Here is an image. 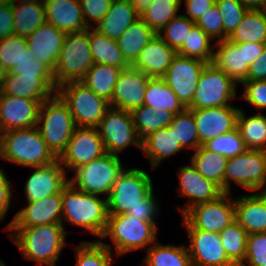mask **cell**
Here are the masks:
<instances>
[{
    "label": "cell",
    "instance_id": "obj_1",
    "mask_svg": "<svg viewBox=\"0 0 266 266\" xmlns=\"http://www.w3.org/2000/svg\"><path fill=\"white\" fill-rule=\"evenodd\" d=\"M7 235L23 257L38 266H56L61 251L66 247L67 232L62 224H42L24 228H7Z\"/></svg>",
    "mask_w": 266,
    "mask_h": 266
},
{
    "label": "cell",
    "instance_id": "obj_2",
    "mask_svg": "<svg viewBox=\"0 0 266 266\" xmlns=\"http://www.w3.org/2000/svg\"><path fill=\"white\" fill-rule=\"evenodd\" d=\"M62 225L64 220L101 238L107 226V198L84 193L70 182L61 191Z\"/></svg>",
    "mask_w": 266,
    "mask_h": 266
},
{
    "label": "cell",
    "instance_id": "obj_3",
    "mask_svg": "<svg viewBox=\"0 0 266 266\" xmlns=\"http://www.w3.org/2000/svg\"><path fill=\"white\" fill-rule=\"evenodd\" d=\"M152 183L143 169L124 168L107 197L108 215L126 213L137 206H159Z\"/></svg>",
    "mask_w": 266,
    "mask_h": 266
},
{
    "label": "cell",
    "instance_id": "obj_4",
    "mask_svg": "<svg viewBox=\"0 0 266 266\" xmlns=\"http://www.w3.org/2000/svg\"><path fill=\"white\" fill-rule=\"evenodd\" d=\"M36 126L56 158L65 151L76 128L67 104L57 93L42 102Z\"/></svg>",
    "mask_w": 266,
    "mask_h": 266
},
{
    "label": "cell",
    "instance_id": "obj_5",
    "mask_svg": "<svg viewBox=\"0 0 266 266\" xmlns=\"http://www.w3.org/2000/svg\"><path fill=\"white\" fill-rule=\"evenodd\" d=\"M2 159L23 167L50 164L57 158L48 149L37 126L3 132Z\"/></svg>",
    "mask_w": 266,
    "mask_h": 266
},
{
    "label": "cell",
    "instance_id": "obj_6",
    "mask_svg": "<svg viewBox=\"0 0 266 266\" xmlns=\"http://www.w3.org/2000/svg\"><path fill=\"white\" fill-rule=\"evenodd\" d=\"M158 227L152 222L139 220L126 213L108 215L107 226L101 239H112L117 256L135 250L148 249L157 241Z\"/></svg>",
    "mask_w": 266,
    "mask_h": 266
},
{
    "label": "cell",
    "instance_id": "obj_7",
    "mask_svg": "<svg viewBox=\"0 0 266 266\" xmlns=\"http://www.w3.org/2000/svg\"><path fill=\"white\" fill-rule=\"evenodd\" d=\"M89 43V28L81 32L67 33L53 71L57 87L79 82L93 66Z\"/></svg>",
    "mask_w": 266,
    "mask_h": 266
},
{
    "label": "cell",
    "instance_id": "obj_8",
    "mask_svg": "<svg viewBox=\"0 0 266 266\" xmlns=\"http://www.w3.org/2000/svg\"><path fill=\"white\" fill-rule=\"evenodd\" d=\"M56 93L67 104L76 127L97 128L110 105L80 81L65 83Z\"/></svg>",
    "mask_w": 266,
    "mask_h": 266
},
{
    "label": "cell",
    "instance_id": "obj_9",
    "mask_svg": "<svg viewBox=\"0 0 266 266\" xmlns=\"http://www.w3.org/2000/svg\"><path fill=\"white\" fill-rule=\"evenodd\" d=\"M120 156L109 153L79 166L69 182L78 190L88 194H107L117 180L119 174L124 170Z\"/></svg>",
    "mask_w": 266,
    "mask_h": 266
},
{
    "label": "cell",
    "instance_id": "obj_10",
    "mask_svg": "<svg viewBox=\"0 0 266 266\" xmlns=\"http://www.w3.org/2000/svg\"><path fill=\"white\" fill-rule=\"evenodd\" d=\"M256 192L266 186V151L247 149L227 160L223 179V193H231L230 182Z\"/></svg>",
    "mask_w": 266,
    "mask_h": 266
},
{
    "label": "cell",
    "instance_id": "obj_11",
    "mask_svg": "<svg viewBox=\"0 0 266 266\" xmlns=\"http://www.w3.org/2000/svg\"><path fill=\"white\" fill-rule=\"evenodd\" d=\"M237 84L215 64L203 68L193 101L188 109L215 108L231 105L237 96Z\"/></svg>",
    "mask_w": 266,
    "mask_h": 266
},
{
    "label": "cell",
    "instance_id": "obj_12",
    "mask_svg": "<svg viewBox=\"0 0 266 266\" xmlns=\"http://www.w3.org/2000/svg\"><path fill=\"white\" fill-rule=\"evenodd\" d=\"M97 129L109 154L119 156V153L131 145L142 150V140L138 136L130 112L120 107L109 105Z\"/></svg>",
    "mask_w": 266,
    "mask_h": 266
},
{
    "label": "cell",
    "instance_id": "obj_13",
    "mask_svg": "<svg viewBox=\"0 0 266 266\" xmlns=\"http://www.w3.org/2000/svg\"><path fill=\"white\" fill-rule=\"evenodd\" d=\"M231 194L223 193L216 200L196 204L189 208L182 217L194 229L220 233L235 221V204Z\"/></svg>",
    "mask_w": 266,
    "mask_h": 266
},
{
    "label": "cell",
    "instance_id": "obj_14",
    "mask_svg": "<svg viewBox=\"0 0 266 266\" xmlns=\"http://www.w3.org/2000/svg\"><path fill=\"white\" fill-rule=\"evenodd\" d=\"M106 153L97 128L76 127L65 151L58 159L65 170L68 168L74 171Z\"/></svg>",
    "mask_w": 266,
    "mask_h": 266
},
{
    "label": "cell",
    "instance_id": "obj_15",
    "mask_svg": "<svg viewBox=\"0 0 266 266\" xmlns=\"http://www.w3.org/2000/svg\"><path fill=\"white\" fill-rule=\"evenodd\" d=\"M207 63L196 58L176 55L161 77L187 108L193 101L199 76Z\"/></svg>",
    "mask_w": 266,
    "mask_h": 266
},
{
    "label": "cell",
    "instance_id": "obj_16",
    "mask_svg": "<svg viewBox=\"0 0 266 266\" xmlns=\"http://www.w3.org/2000/svg\"><path fill=\"white\" fill-rule=\"evenodd\" d=\"M192 266H235L226 254L219 233L194 229L184 218Z\"/></svg>",
    "mask_w": 266,
    "mask_h": 266
},
{
    "label": "cell",
    "instance_id": "obj_17",
    "mask_svg": "<svg viewBox=\"0 0 266 266\" xmlns=\"http://www.w3.org/2000/svg\"><path fill=\"white\" fill-rule=\"evenodd\" d=\"M0 93V129L3 132L37 125L42 102Z\"/></svg>",
    "mask_w": 266,
    "mask_h": 266
},
{
    "label": "cell",
    "instance_id": "obj_18",
    "mask_svg": "<svg viewBox=\"0 0 266 266\" xmlns=\"http://www.w3.org/2000/svg\"><path fill=\"white\" fill-rule=\"evenodd\" d=\"M189 110L193 113L201 146L210 139L237 129L238 107L227 105Z\"/></svg>",
    "mask_w": 266,
    "mask_h": 266
},
{
    "label": "cell",
    "instance_id": "obj_19",
    "mask_svg": "<svg viewBox=\"0 0 266 266\" xmlns=\"http://www.w3.org/2000/svg\"><path fill=\"white\" fill-rule=\"evenodd\" d=\"M24 186L27 202L60 193L69 183L67 172L57 158L50 164L34 167Z\"/></svg>",
    "mask_w": 266,
    "mask_h": 266
},
{
    "label": "cell",
    "instance_id": "obj_20",
    "mask_svg": "<svg viewBox=\"0 0 266 266\" xmlns=\"http://www.w3.org/2000/svg\"><path fill=\"white\" fill-rule=\"evenodd\" d=\"M27 205L14 215L4 230L42 224H62L61 192L38 201L28 202Z\"/></svg>",
    "mask_w": 266,
    "mask_h": 266
},
{
    "label": "cell",
    "instance_id": "obj_21",
    "mask_svg": "<svg viewBox=\"0 0 266 266\" xmlns=\"http://www.w3.org/2000/svg\"><path fill=\"white\" fill-rule=\"evenodd\" d=\"M178 170L179 195L189 199L185 207H179L183 215L192 206L216 200L223 194L222 190L212 181L204 178L192 165H184Z\"/></svg>",
    "mask_w": 266,
    "mask_h": 266
},
{
    "label": "cell",
    "instance_id": "obj_22",
    "mask_svg": "<svg viewBox=\"0 0 266 266\" xmlns=\"http://www.w3.org/2000/svg\"><path fill=\"white\" fill-rule=\"evenodd\" d=\"M150 78L131 66L122 70L115 84L110 105L128 112L141 107Z\"/></svg>",
    "mask_w": 266,
    "mask_h": 266
},
{
    "label": "cell",
    "instance_id": "obj_23",
    "mask_svg": "<svg viewBox=\"0 0 266 266\" xmlns=\"http://www.w3.org/2000/svg\"><path fill=\"white\" fill-rule=\"evenodd\" d=\"M65 37L66 33L45 22L26 40L29 52L54 71Z\"/></svg>",
    "mask_w": 266,
    "mask_h": 266
},
{
    "label": "cell",
    "instance_id": "obj_24",
    "mask_svg": "<svg viewBox=\"0 0 266 266\" xmlns=\"http://www.w3.org/2000/svg\"><path fill=\"white\" fill-rule=\"evenodd\" d=\"M176 55L177 52L156 34L130 66L141 70L149 77L161 78L167 72Z\"/></svg>",
    "mask_w": 266,
    "mask_h": 266
},
{
    "label": "cell",
    "instance_id": "obj_25",
    "mask_svg": "<svg viewBox=\"0 0 266 266\" xmlns=\"http://www.w3.org/2000/svg\"><path fill=\"white\" fill-rule=\"evenodd\" d=\"M46 22L64 33L87 30L79 0H45Z\"/></svg>",
    "mask_w": 266,
    "mask_h": 266
},
{
    "label": "cell",
    "instance_id": "obj_26",
    "mask_svg": "<svg viewBox=\"0 0 266 266\" xmlns=\"http://www.w3.org/2000/svg\"><path fill=\"white\" fill-rule=\"evenodd\" d=\"M139 18L130 0H113L108 13L94 29L110 39L117 40Z\"/></svg>",
    "mask_w": 266,
    "mask_h": 266
},
{
    "label": "cell",
    "instance_id": "obj_27",
    "mask_svg": "<svg viewBox=\"0 0 266 266\" xmlns=\"http://www.w3.org/2000/svg\"><path fill=\"white\" fill-rule=\"evenodd\" d=\"M213 64L228 75L236 84L245 81L249 65H244L243 48L228 39L215 42Z\"/></svg>",
    "mask_w": 266,
    "mask_h": 266
},
{
    "label": "cell",
    "instance_id": "obj_28",
    "mask_svg": "<svg viewBox=\"0 0 266 266\" xmlns=\"http://www.w3.org/2000/svg\"><path fill=\"white\" fill-rule=\"evenodd\" d=\"M235 220L248 234L266 232V210L264 202L255 194L242 195L234 199Z\"/></svg>",
    "mask_w": 266,
    "mask_h": 266
},
{
    "label": "cell",
    "instance_id": "obj_29",
    "mask_svg": "<svg viewBox=\"0 0 266 266\" xmlns=\"http://www.w3.org/2000/svg\"><path fill=\"white\" fill-rule=\"evenodd\" d=\"M181 150L184 148L168 127L152 132L142 140L141 151L148 157L152 169Z\"/></svg>",
    "mask_w": 266,
    "mask_h": 266
},
{
    "label": "cell",
    "instance_id": "obj_30",
    "mask_svg": "<svg viewBox=\"0 0 266 266\" xmlns=\"http://www.w3.org/2000/svg\"><path fill=\"white\" fill-rule=\"evenodd\" d=\"M0 93L25 99H48L54 94L38 77L21 76L10 71L0 84Z\"/></svg>",
    "mask_w": 266,
    "mask_h": 266
},
{
    "label": "cell",
    "instance_id": "obj_31",
    "mask_svg": "<svg viewBox=\"0 0 266 266\" xmlns=\"http://www.w3.org/2000/svg\"><path fill=\"white\" fill-rule=\"evenodd\" d=\"M89 43L94 63L109 65L122 70L130 67L116 40L110 39L94 28H89Z\"/></svg>",
    "mask_w": 266,
    "mask_h": 266
},
{
    "label": "cell",
    "instance_id": "obj_32",
    "mask_svg": "<svg viewBox=\"0 0 266 266\" xmlns=\"http://www.w3.org/2000/svg\"><path fill=\"white\" fill-rule=\"evenodd\" d=\"M143 105L155 110H168L174 115L186 109L177 95L162 78L151 77L145 91Z\"/></svg>",
    "mask_w": 266,
    "mask_h": 266
},
{
    "label": "cell",
    "instance_id": "obj_33",
    "mask_svg": "<svg viewBox=\"0 0 266 266\" xmlns=\"http://www.w3.org/2000/svg\"><path fill=\"white\" fill-rule=\"evenodd\" d=\"M155 35L156 33L139 18L116 41L123 57L131 65Z\"/></svg>",
    "mask_w": 266,
    "mask_h": 266
},
{
    "label": "cell",
    "instance_id": "obj_34",
    "mask_svg": "<svg viewBox=\"0 0 266 266\" xmlns=\"http://www.w3.org/2000/svg\"><path fill=\"white\" fill-rule=\"evenodd\" d=\"M227 39L232 43H266V10H248Z\"/></svg>",
    "mask_w": 266,
    "mask_h": 266
},
{
    "label": "cell",
    "instance_id": "obj_35",
    "mask_svg": "<svg viewBox=\"0 0 266 266\" xmlns=\"http://www.w3.org/2000/svg\"><path fill=\"white\" fill-rule=\"evenodd\" d=\"M121 71L120 68L94 63L80 82L111 103L114 87Z\"/></svg>",
    "mask_w": 266,
    "mask_h": 266
},
{
    "label": "cell",
    "instance_id": "obj_36",
    "mask_svg": "<svg viewBox=\"0 0 266 266\" xmlns=\"http://www.w3.org/2000/svg\"><path fill=\"white\" fill-rule=\"evenodd\" d=\"M146 251L143 266H192L185 245H163L155 242Z\"/></svg>",
    "mask_w": 266,
    "mask_h": 266
},
{
    "label": "cell",
    "instance_id": "obj_37",
    "mask_svg": "<svg viewBox=\"0 0 266 266\" xmlns=\"http://www.w3.org/2000/svg\"><path fill=\"white\" fill-rule=\"evenodd\" d=\"M14 35L27 38L46 22L44 3L12 5Z\"/></svg>",
    "mask_w": 266,
    "mask_h": 266
},
{
    "label": "cell",
    "instance_id": "obj_38",
    "mask_svg": "<svg viewBox=\"0 0 266 266\" xmlns=\"http://www.w3.org/2000/svg\"><path fill=\"white\" fill-rule=\"evenodd\" d=\"M190 158V162L197 171L204 178L215 183L223 192L224 172L228 159L205 149L203 146L197 148Z\"/></svg>",
    "mask_w": 266,
    "mask_h": 266
},
{
    "label": "cell",
    "instance_id": "obj_39",
    "mask_svg": "<svg viewBox=\"0 0 266 266\" xmlns=\"http://www.w3.org/2000/svg\"><path fill=\"white\" fill-rule=\"evenodd\" d=\"M237 129L244 140L247 149L266 151V116L261 114L245 116L240 109L237 119Z\"/></svg>",
    "mask_w": 266,
    "mask_h": 266
},
{
    "label": "cell",
    "instance_id": "obj_40",
    "mask_svg": "<svg viewBox=\"0 0 266 266\" xmlns=\"http://www.w3.org/2000/svg\"><path fill=\"white\" fill-rule=\"evenodd\" d=\"M130 114L141 140L152 132L168 127L174 117L168 110L154 111L146 105L132 110Z\"/></svg>",
    "mask_w": 266,
    "mask_h": 266
},
{
    "label": "cell",
    "instance_id": "obj_41",
    "mask_svg": "<svg viewBox=\"0 0 266 266\" xmlns=\"http://www.w3.org/2000/svg\"><path fill=\"white\" fill-rule=\"evenodd\" d=\"M76 266H111L113 246L102 240L82 241L75 247Z\"/></svg>",
    "mask_w": 266,
    "mask_h": 266
},
{
    "label": "cell",
    "instance_id": "obj_42",
    "mask_svg": "<svg viewBox=\"0 0 266 266\" xmlns=\"http://www.w3.org/2000/svg\"><path fill=\"white\" fill-rule=\"evenodd\" d=\"M196 24L192 27L183 46L177 54L183 57L200 59L206 63H212L214 59L215 43Z\"/></svg>",
    "mask_w": 266,
    "mask_h": 266
},
{
    "label": "cell",
    "instance_id": "obj_43",
    "mask_svg": "<svg viewBox=\"0 0 266 266\" xmlns=\"http://www.w3.org/2000/svg\"><path fill=\"white\" fill-rule=\"evenodd\" d=\"M222 245L225 248L228 259L235 265L240 266L246 257L248 233L235 220L226 226L220 233Z\"/></svg>",
    "mask_w": 266,
    "mask_h": 266
},
{
    "label": "cell",
    "instance_id": "obj_44",
    "mask_svg": "<svg viewBox=\"0 0 266 266\" xmlns=\"http://www.w3.org/2000/svg\"><path fill=\"white\" fill-rule=\"evenodd\" d=\"M181 4L182 0H153L140 19L158 34L174 17L178 16Z\"/></svg>",
    "mask_w": 266,
    "mask_h": 266
},
{
    "label": "cell",
    "instance_id": "obj_45",
    "mask_svg": "<svg viewBox=\"0 0 266 266\" xmlns=\"http://www.w3.org/2000/svg\"><path fill=\"white\" fill-rule=\"evenodd\" d=\"M168 128L174 132L177 141L184 149L189 148L195 151L201 146L193 113L188 108L174 115Z\"/></svg>",
    "mask_w": 266,
    "mask_h": 266
},
{
    "label": "cell",
    "instance_id": "obj_46",
    "mask_svg": "<svg viewBox=\"0 0 266 266\" xmlns=\"http://www.w3.org/2000/svg\"><path fill=\"white\" fill-rule=\"evenodd\" d=\"M202 146L211 152L225 156L227 159L242 154L247 150L238 129L210 139Z\"/></svg>",
    "mask_w": 266,
    "mask_h": 266
},
{
    "label": "cell",
    "instance_id": "obj_47",
    "mask_svg": "<svg viewBox=\"0 0 266 266\" xmlns=\"http://www.w3.org/2000/svg\"><path fill=\"white\" fill-rule=\"evenodd\" d=\"M10 72L21 76L38 77L54 94L57 91L53 71L30 52Z\"/></svg>",
    "mask_w": 266,
    "mask_h": 266
},
{
    "label": "cell",
    "instance_id": "obj_48",
    "mask_svg": "<svg viewBox=\"0 0 266 266\" xmlns=\"http://www.w3.org/2000/svg\"><path fill=\"white\" fill-rule=\"evenodd\" d=\"M195 25L188 17H174L157 35L176 52L183 46L192 27ZM164 33V34H163Z\"/></svg>",
    "mask_w": 266,
    "mask_h": 266
},
{
    "label": "cell",
    "instance_id": "obj_49",
    "mask_svg": "<svg viewBox=\"0 0 266 266\" xmlns=\"http://www.w3.org/2000/svg\"><path fill=\"white\" fill-rule=\"evenodd\" d=\"M26 55H29L26 38L12 35L0 40V60L7 71L18 66Z\"/></svg>",
    "mask_w": 266,
    "mask_h": 266
},
{
    "label": "cell",
    "instance_id": "obj_50",
    "mask_svg": "<svg viewBox=\"0 0 266 266\" xmlns=\"http://www.w3.org/2000/svg\"><path fill=\"white\" fill-rule=\"evenodd\" d=\"M223 22V40L227 39L241 23L248 11L239 0H215Z\"/></svg>",
    "mask_w": 266,
    "mask_h": 266
},
{
    "label": "cell",
    "instance_id": "obj_51",
    "mask_svg": "<svg viewBox=\"0 0 266 266\" xmlns=\"http://www.w3.org/2000/svg\"><path fill=\"white\" fill-rule=\"evenodd\" d=\"M248 265L266 266V232L248 234L246 257L240 266Z\"/></svg>",
    "mask_w": 266,
    "mask_h": 266
},
{
    "label": "cell",
    "instance_id": "obj_52",
    "mask_svg": "<svg viewBox=\"0 0 266 266\" xmlns=\"http://www.w3.org/2000/svg\"><path fill=\"white\" fill-rule=\"evenodd\" d=\"M195 24L202 29L215 42L223 40V22L218 7L214 4L202 16H200Z\"/></svg>",
    "mask_w": 266,
    "mask_h": 266
},
{
    "label": "cell",
    "instance_id": "obj_53",
    "mask_svg": "<svg viewBox=\"0 0 266 266\" xmlns=\"http://www.w3.org/2000/svg\"><path fill=\"white\" fill-rule=\"evenodd\" d=\"M87 28H94L108 13L113 0H79ZM94 24H92L91 23Z\"/></svg>",
    "mask_w": 266,
    "mask_h": 266
},
{
    "label": "cell",
    "instance_id": "obj_54",
    "mask_svg": "<svg viewBox=\"0 0 266 266\" xmlns=\"http://www.w3.org/2000/svg\"><path fill=\"white\" fill-rule=\"evenodd\" d=\"M243 95L250 105L261 111L266 110V80L265 81H243Z\"/></svg>",
    "mask_w": 266,
    "mask_h": 266
},
{
    "label": "cell",
    "instance_id": "obj_55",
    "mask_svg": "<svg viewBox=\"0 0 266 266\" xmlns=\"http://www.w3.org/2000/svg\"><path fill=\"white\" fill-rule=\"evenodd\" d=\"M11 184L5 172L0 167V219L3 221L11 206L12 198Z\"/></svg>",
    "mask_w": 266,
    "mask_h": 266
},
{
    "label": "cell",
    "instance_id": "obj_56",
    "mask_svg": "<svg viewBox=\"0 0 266 266\" xmlns=\"http://www.w3.org/2000/svg\"><path fill=\"white\" fill-rule=\"evenodd\" d=\"M14 35L12 5L6 2L0 7V40Z\"/></svg>",
    "mask_w": 266,
    "mask_h": 266
},
{
    "label": "cell",
    "instance_id": "obj_57",
    "mask_svg": "<svg viewBox=\"0 0 266 266\" xmlns=\"http://www.w3.org/2000/svg\"><path fill=\"white\" fill-rule=\"evenodd\" d=\"M214 4L215 0H185L186 17H188L191 21L196 22L197 19Z\"/></svg>",
    "mask_w": 266,
    "mask_h": 266
},
{
    "label": "cell",
    "instance_id": "obj_58",
    "mask_svg": "<svg viewBox=\"0 0 266 266\" xmlns=\"http://www.w3.org/2000/svg\"><path fill=\"white\" fill-rule=\"evenodd\" d=\"M239 48H243L244 65H251L263 53L266 43H235Z\"/></svg>",
    "mask_w": 266,
    "mask_h": 266
},
{
    "label": "cell",
    "instance_id": "obj_59",
    "mask_svg": "<svg viewBox=\"0 0 266 266\" xmlns=\"http://www.w3.org/2000/svg\"><path fill=\"white\" fill-rule=\"evenodd\" d=\"M266 80V47L258 59L249 66L245 81Z\"/></svg>",
    "mask_w": 266,
    "mask_h": 266
},
{
    "label": "cell",
    "instance_id": "obj_60",
    "mask_svg": "<svg viewBox=\"0 0 266 266\" xmlns=\"http://www.w3.org/2000/svg\"><path fill=\"white\" fill-rule=\"evenodd\" d=\"M160 206H137L132 209H129L126 214L134 216L139 220H143L146 222H152L156 227V219L159 212Z\"/></svg>",
    "mask_w": 266,
    "mask_h": 266
},
{
    "label": "cell",
    "instance_id": "obj_61",
    "mask_svg": "<svg viewBox=\"0 0 266 266\" xmlns=\"http://www.w3.org/2000/svg\"><path fill=\"white\" fill-rule=\"evenodd\" d=\"M247 10H266V0H239Z\"/></svg>",
    "mask_w": 266,
    "mask_h": 266
},
{
    "label": "cell",
    "instance_id": "obj_62",
    "mask_svg": "<svg viewBox=\"0 0 266 266\" xmlns=\"http://www.w3.org/2000/svg\"><path fill=\"white\" fill-rule=\"evenodd\" d=\"M152 1L153 0H130L139 17L148 10Z\"/></svg>",
    "mask_w": 266,
    "mask_h": 266
},
{
    "label": "cell",
    "instance_id": "obj_63",
    "mask_svg": "<svg viewBox=\"0 0 266 266\" xmlns=\"http://www.w3.org/2000/svg\"><path fill=\"white\" fill-rule=\"evenodd\" d=\"M11 5L27 4L31 2L44 3L45 0H6Z\"/></svg>",
    "mask_w": 266,
    "mask_h": 266
},
{
    "label": "cell",
    "instance_id": "obj_64",
    "mask_svg": "<svg viewBox=\"0 0 266 266\" xmlns=\"http://www.w3.org/2000/svg\"><path fill=\"white\" fill-rule=\"evenodd\" d=\"M8 73V71L6 70L4 64L2 63V61L0 60V84L2 83V81L5 78V75Z\"/></svg>",
    "mask_w": 266,
    "mask_h": 266
},
{
    "label": "cell",
    "instance_id": "obj_65",
    "mask_svg": "<svg viewBox=\"0 0 266 266\" xmlns=\"http://www.w3.org/2000/svg\"><path fill=\"white\" fill-rule=\"evenodd\" d=\"M263 202L266 210V191L264 189L258 190L255 193Z\"/></svg>",
    "mask_w": 266,
    "mask_h": 266
},
{
    "label": "cell",
    "instance_id": "obj_66",
    "mask_svg": "<svg viewBox=\"0 0 266 266\" xmlns=\"http://www.w3.org/2000/svg\"><path fill=\"white\" fill-rule=\"evenodd\" d=\"M3 145H4L3 131L0 129V159H2L3 156Z\"/></svg>",
    "mask_w": 266,
    "mask_h": 266
},
{
    "label": "cell",
    "instance_id": "obj_67",
    "mask_svg": "<svg viewBox=\"0 0 266 266\" xmlns=\"http://www.w3.org/2000/svg\"><path fill=\"white\" fill-rule=\"evenodd\" d=\"M6 2V0H0V7H2Z\"/></svg>",
    "mask_w": 266,
    "mask_h": 266
},
{
    "label": "cell",
    "instance_id": "obj_68",
    "mask_svg": "<svg viewBox=\"0 0 266 266\" xmlns=\"http://www.w3.org/2000/svg\"><path fill=\"white\" fill-rule=\"evenodd\" d=\"M0 266H6V264L4 263V261L0 258Z\"/></svg>",
    "mask_w": 266,
    "mask_h": 266
}]
</instances>
